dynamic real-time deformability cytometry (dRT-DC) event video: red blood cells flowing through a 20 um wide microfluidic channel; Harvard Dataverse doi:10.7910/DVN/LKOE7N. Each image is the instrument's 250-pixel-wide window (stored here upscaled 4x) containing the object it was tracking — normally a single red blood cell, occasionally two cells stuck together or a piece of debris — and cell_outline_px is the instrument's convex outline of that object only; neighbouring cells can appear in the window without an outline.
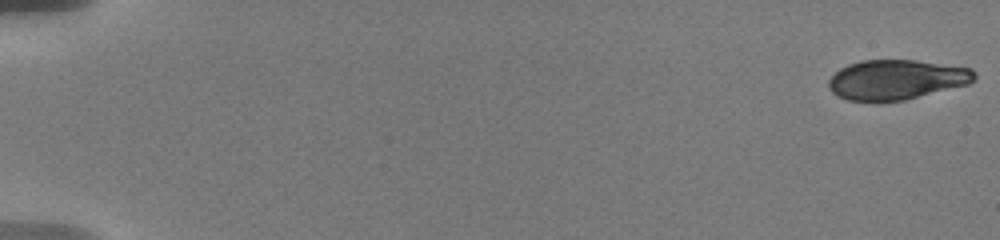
{"species": "human", "species_latin": "Homo sapiens", "temperature_condition": "warm", "stored_images_in_passage": 23, "camera_frame_rate_fps": 3000, "um_per_image_px": 0.085, "donor": {"sex": "male"}, "frame": {"image": 1, "passage_image": 1, "time_ms": 0.0, "image_size_px": [1000, 240], "cell_outline_px": [[976, 76], [968, 84], [904, 100], [848, 100], [836, 96], [828, 88], [828, 80], [840, 68], [848, 64], [860, 60], [916, 60], [972, 68], [976, 72]], "centroid_in_image_um": [76.18, 6.75], "position_along_channel_um": 8.8, "area_um2": 33.64}}
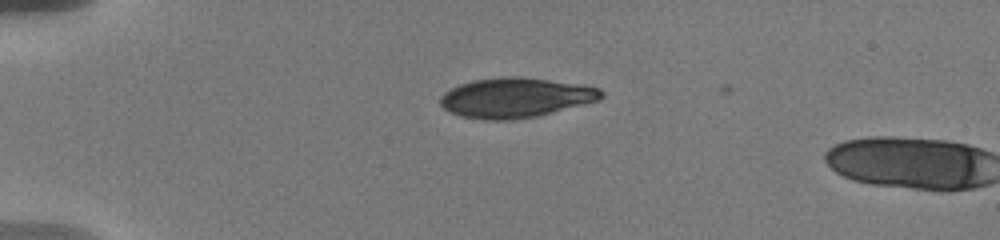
{"frame": {"image": 2, "passage_image": 20, "time_ms": 4.667, "image_size_px": [1000, 240], "cell_outline_px": [[604, 96], [600, 100], [536, 116], [512, 120], [484, 120], [460, 116], [448, 112], [440, 104], [440, 96], [444, 92], [460, 84], [472, 80], [500, 76], [520, 76], [584, 84], [600, 88], [604, 92]], "centroid_in_image_um": [43.83, 8.29], "position_along_channel_um": 41.2, "area_um2": 37.8}}